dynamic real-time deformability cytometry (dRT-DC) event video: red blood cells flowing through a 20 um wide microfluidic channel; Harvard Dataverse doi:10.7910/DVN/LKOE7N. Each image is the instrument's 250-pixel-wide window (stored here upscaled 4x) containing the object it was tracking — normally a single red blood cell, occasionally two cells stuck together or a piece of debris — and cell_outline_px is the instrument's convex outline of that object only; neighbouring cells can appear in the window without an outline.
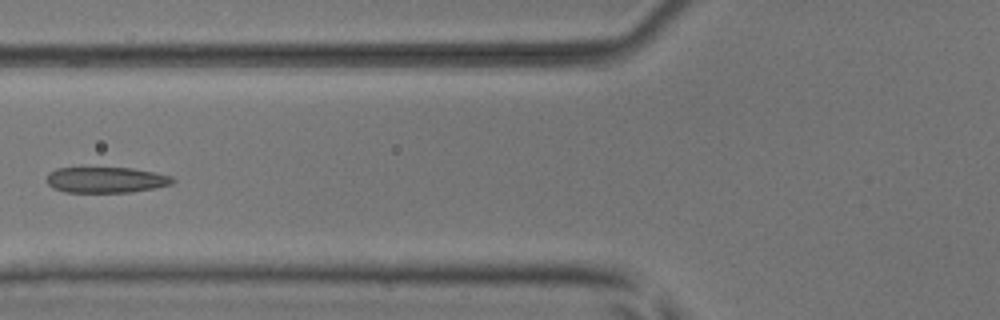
{"species": "common noctule bat (a hibernating species)", "species_latin": "Nyctalus noctula", "temperature_condition": "room temperature", "stored_images_in_passage": 8, "camera_frame_rate_fps": 3000, "um_per_image_px": 0.085, "animal": {"sex": "male", "body_mass_g": 17.9, "forearm_length_mm": 54.2}, "frame": {"image": 1, "passage_image": 6, "time_ms": 6.0, "image_size_px": [1000, 320], "cell_outline_px": [[176, 180], [172, 184], [156, 188], [132, 192], [64, 192], [52, 188], [48, 184], [48, 172], [56, 168], [132, 168], [172, 176]], "centroid_in_image_um": [9.02, 15.29], "position_along_channel_um": 116.8, "area_um2": 18.96}}
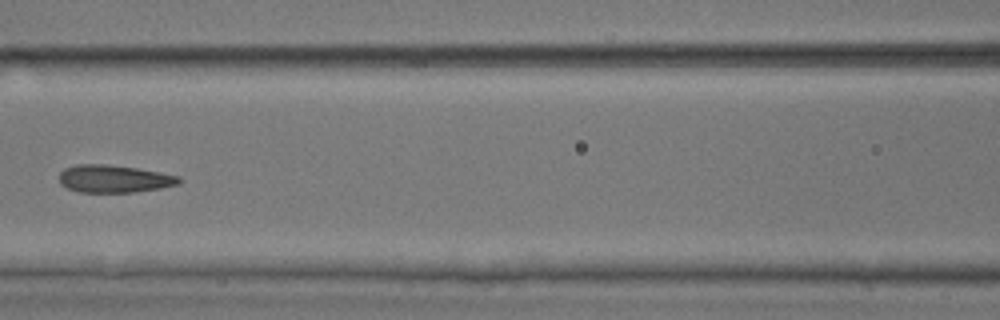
{"frame": {"image": 2, "passage_image": 7, "time_ms": 7.0, "image_size_px": [1000, 320], "cell_outline_px": [[180, 184], [160, 188], [136, 192], [80, 192], [68, 188], [60, 184], [60, 172], [64, 168], [76, 164], [104, 164], [136, 168], [160, 172], [180, 176]], "centroid_in_image_um": [9.69, 15.19], "position_along_channel_um": 156.9, "area_um2": 19.25}}